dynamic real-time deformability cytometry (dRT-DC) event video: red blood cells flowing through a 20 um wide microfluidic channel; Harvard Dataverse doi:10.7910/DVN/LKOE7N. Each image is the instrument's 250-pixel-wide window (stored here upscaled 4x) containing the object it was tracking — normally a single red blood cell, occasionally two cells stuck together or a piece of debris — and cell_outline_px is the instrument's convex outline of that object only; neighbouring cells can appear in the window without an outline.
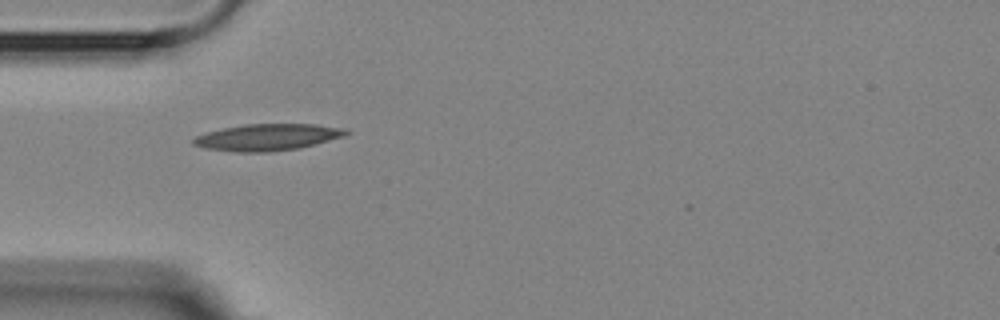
{"species": "Egyptian fruit bat (a non-hibernating species)", "species_latin": "Rousettus aegyptiacus", "temperature_condition": "room temperature", "stored_images_in_passage": 1, "camera_frame_rate_fps": 3000, "um_per_image_px": 0.085, "animal": {"sex": "female"}, "frame": {"image": 1, "passage_image": 1, "time_ms": 0.0, "image_size_px": [1000, 320], "cell_outline_px": [[352, 132], [344, 136], [316, 144], [300, 148], [268, 152], [236, 152], [204, 148], [192, 144], [192, 140], [196, 136], [208, 132], [224, 128], [244, 124], [316, 124], [344, 128]], "centroid_in_image_um": [22.76, 11.66], "position_along_channel_um": 62.2, "area_um2": 23.76}}